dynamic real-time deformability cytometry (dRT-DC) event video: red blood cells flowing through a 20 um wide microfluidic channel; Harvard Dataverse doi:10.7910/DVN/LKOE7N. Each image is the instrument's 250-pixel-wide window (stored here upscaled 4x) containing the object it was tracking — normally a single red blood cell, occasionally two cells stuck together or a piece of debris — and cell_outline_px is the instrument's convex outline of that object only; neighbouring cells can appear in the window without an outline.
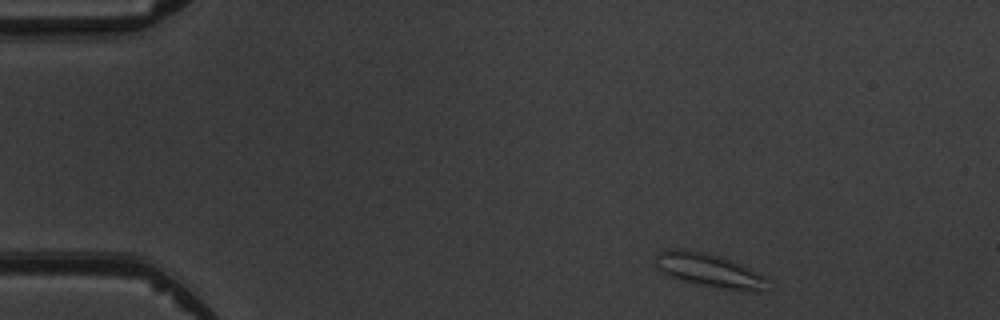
{"species": "common noctule bat (a hibernating species)", "species_latin": "Nyctalus noctula", "temperature_condition": "warm", "stored_images_in_passage": 7, "camera_frame_rate_fps": 3000, "um_per_image_px": 0.085, "animal": {"sex": "male", "body_mass_g": 19.5, "forearm_length_mm": 54.6}, "frame": {"image": 1, "passage_image": 1, "time_ms": 0.0, "image_size_px": [1000, 320], "cell_outline_px": [[768, 292], [756, 292], [720, 288], [684, 280], [672, 276], [656, 268], [656, 252], [668, 248], [684, 248], [704, 252], [720, 256], [740, 264], [764, 276], [768, 280]], "centroid_in_image_um": [60.31, 22.97], "position_along_channel_um": 24.7, "area_um2": 21.91}}
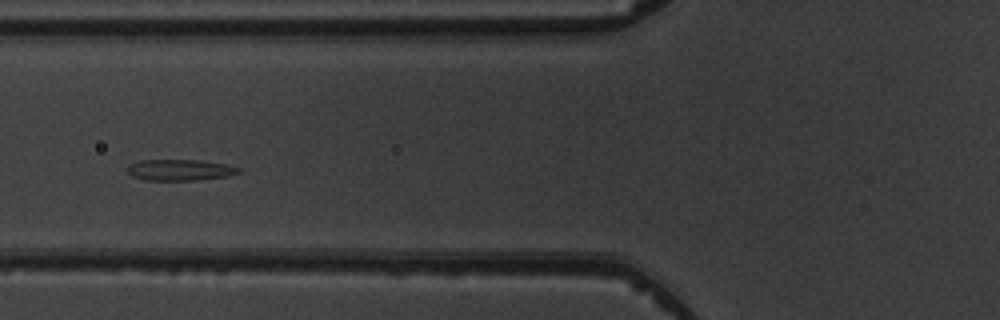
{"frame": {"image": 2, "passage_image": 4, "time_ms": 4.333, "image_size_px": [1000, 320], "cell_outline_px": [[244, 172], [228, 176], [200, 180], [144, 180], [132, 176], [128, 172], [128, 164], [140, 160], [200, 160], [224, 164], [240, 168]], "centroid_in_image_um": [15.32, 14.45], "position_along_channel_um": 110.5, "area_um2": 13.81}}
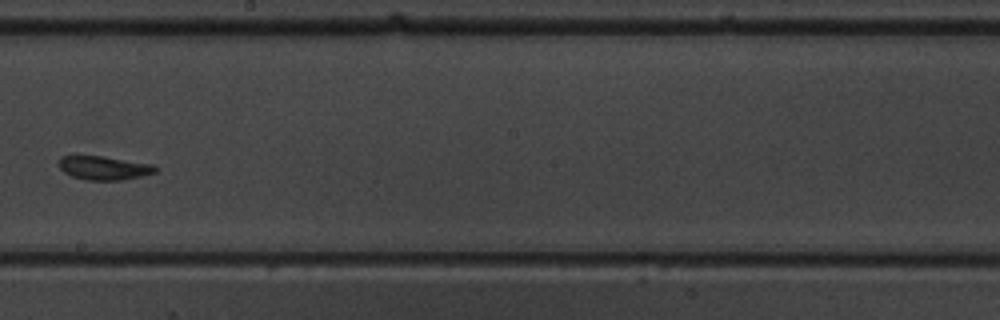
{"frame": {"image": 3, "passage_image": 7, "time_ms": 7.667, "image_size_px": [1000, 320], "cell_outline_px": [[156, 172], [140, 176], [120, 180], [84, 180], [72, 176], [64, 172], [60, 168], [56, 160], [60, 156], [104, 156], [152, 164], [156, 168]], "centroid_in_image_um": [8.78, 14.26], "position_along_channel_um": 239.4, "area_um2": 13.35}}